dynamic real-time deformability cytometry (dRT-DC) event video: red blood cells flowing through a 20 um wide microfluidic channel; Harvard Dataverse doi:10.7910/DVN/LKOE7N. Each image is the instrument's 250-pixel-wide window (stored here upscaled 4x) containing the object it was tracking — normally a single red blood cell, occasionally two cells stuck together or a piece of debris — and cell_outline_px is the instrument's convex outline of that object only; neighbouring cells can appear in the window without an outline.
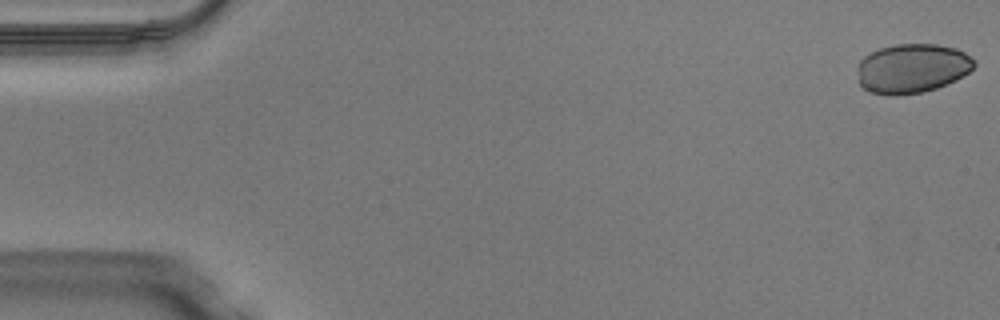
{"species": "Egyptian fruit bat (a non-hibernating species)", "species_latin": "Rousettus aegyptiacus", "temperature_condition": "warm", "stored_images_in_passage": 49, "camera_frame_rate_fps": 3000, "um_per_image_px": 0.085, "animal": {"sex": "male"}, "frame": {"image": 1, "passage_image": 1, "time_ms": 0.0, "image_size_px": [1000, 320], "cell_outline_px": [[976, 64], [968, 72], [956, 80], [936, 88], [920, 92], [896, 96], [888, 96], [868, 92], [860, 84], [856, 68], [856, 64], [864, 56], [880, 48], [896, 44], [936, 44], [956, 48], [964, 52]], "centroid_in_image_um": [77.47, 5.82], "position_along_channel_um": 7.5, "area_um2": 33.7}}
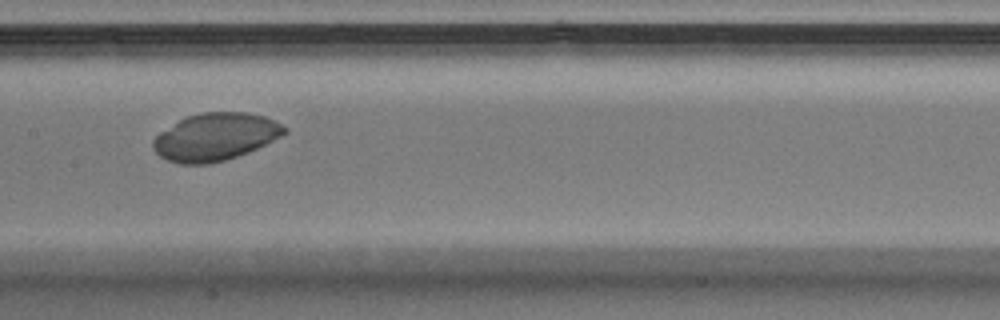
{"frame": {"image": 2, "passage_image": 25, "time_ms": 8.0, "image_size_px": [1000, 320], "cell_outline_px": [[288, 132], [248, 152], [224, 160], [208, 164], [180, 164], [168, 160], [160, 156], [152, 148], [152, 140], [160, 132], [180, 120], [188, 116], [204, 112], [248, 112], [264, 116], [276, 120], [288, 128]], "centroid_in_image_um": [18.31, 11.63], "position_along_channel_um": 189.1, "area_um2": 36.13}}
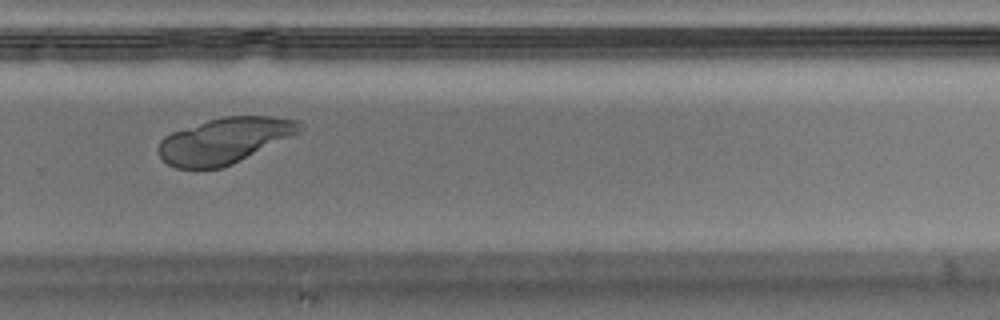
{"frame": {"image": 3, "passage_image": 34, "time_ms": 11.0, "image_size_px": [1000, 320], "cell_outline_px": [[304, 128], [300, 132], [232, 164], [220, 168], [176, 168], [168, 164], [160, 156], [156, 148], [160, 140], [164, 136], [172, 132], [220, 116], [272, 116], [296, 120], [304, 124]], "centroid_in_image_um": [19.07, 11.94], "position_along_channel_um": 310.7, "area_um2": 37.51}}